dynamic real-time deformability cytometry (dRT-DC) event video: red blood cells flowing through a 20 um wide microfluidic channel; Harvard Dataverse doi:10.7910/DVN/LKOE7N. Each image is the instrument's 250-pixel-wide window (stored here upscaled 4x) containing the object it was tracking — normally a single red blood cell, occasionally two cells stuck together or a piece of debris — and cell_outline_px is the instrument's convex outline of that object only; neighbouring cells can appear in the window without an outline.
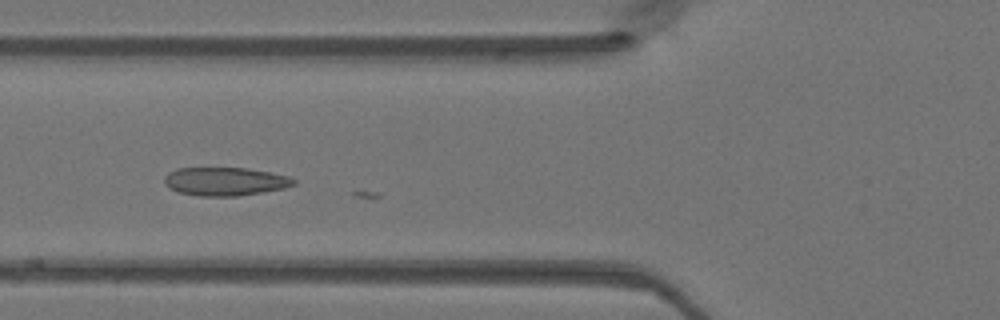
{"species": "Egyptian fruit bat (a non-hibernating species)", "species_latin": "Rousettus aegyptiacus", "temperature_condition": "warm", "stored_images_in_passage": 22, "camera_frame_rate_fps": 3000, "um_per_image_px": 0.085, "animal": {"sex": "female"}, "frame": {"image": 1, "passage_image": 18, "time_ms": 5.667, "image_size_px": [1000, 320], "cell_outline_px": [[296, 184], [284, 188], [236, 196], [200, 196], [180, 192], [168, 188], [164, 184], [164, 176], [168, 172], [176, 168], [248, 168], [288, 176], [296, 180]], "centroid_in_image_um": [19.09, 15.42], "position_along_channel_um": 106.7, "area_um2": 21.33}}